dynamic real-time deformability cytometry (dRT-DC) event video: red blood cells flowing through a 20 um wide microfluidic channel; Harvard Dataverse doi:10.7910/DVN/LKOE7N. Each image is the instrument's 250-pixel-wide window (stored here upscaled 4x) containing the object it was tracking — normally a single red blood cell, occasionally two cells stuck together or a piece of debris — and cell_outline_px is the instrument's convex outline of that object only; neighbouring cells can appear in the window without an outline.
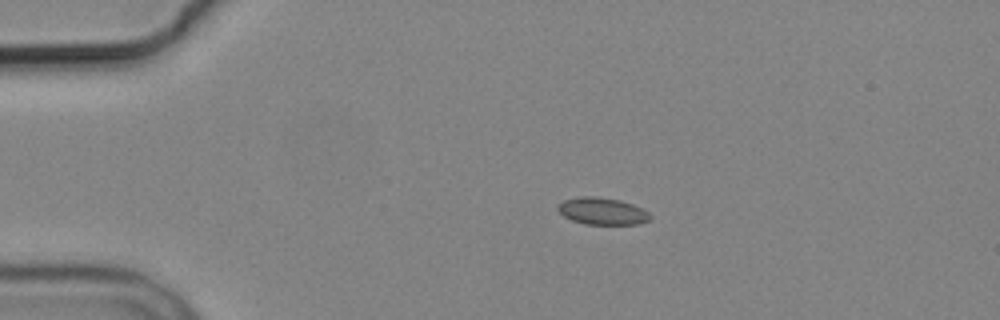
{"species": "common noctule bat (a hibernating species)", "species_latin": "Nyctalus noctula", "temperature_condition": "cold", "stored_images_in_passage": 5, "camera_frame_rate_fps": 3000, "um_per_image_px": 0.085, "animal": {"sex": "male", "body_mass_g": 19.2, "forearm_length_mm": 51.8}, "frame": {"image": 1, "passage_image": 3, "time_ms": 2.333, "image_size_px": [1000, 320], "cell_outline_px": [[652, 216], [648, 220], [640, 224], [584, 224], [572, 220], [564, 216], [556, 208], [564, 200], [580, 196], [596, 196], [620, 200], [644, 208]], "centroid_in_image_um": [51.22, 17.94], "position_along_channel_um": 33.8, "area_um2": 14.57}}
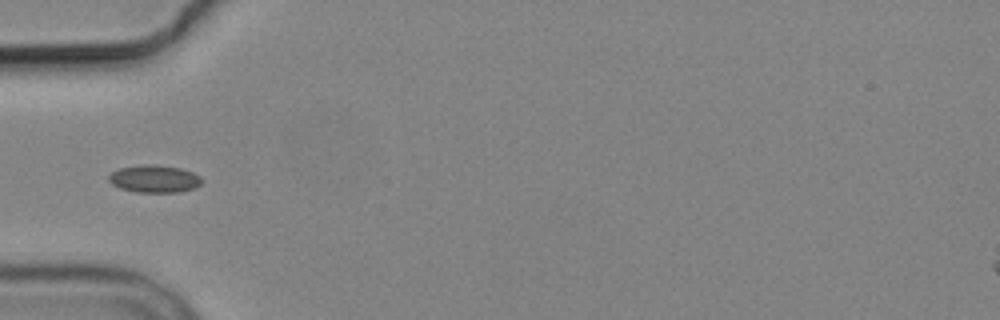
{"frame": {"image": 2, "passage_image": 5, "time_ms": 4.667, "image_size_px": [1000, 320], "cell_outline_px": [[200, 184], [192, 188], [176, 192], [136, 192], [120, 188], [112, 184], [108, 180], [108, 176], [112, 172], [120, 168], [144, 164], [156, 164], [180, 168], [192, 172], [200, 176]], "centroid_in_image_um": [13.08, 15.19], "position_along_channel_um": 71.9, "area_um2": 14.74}}